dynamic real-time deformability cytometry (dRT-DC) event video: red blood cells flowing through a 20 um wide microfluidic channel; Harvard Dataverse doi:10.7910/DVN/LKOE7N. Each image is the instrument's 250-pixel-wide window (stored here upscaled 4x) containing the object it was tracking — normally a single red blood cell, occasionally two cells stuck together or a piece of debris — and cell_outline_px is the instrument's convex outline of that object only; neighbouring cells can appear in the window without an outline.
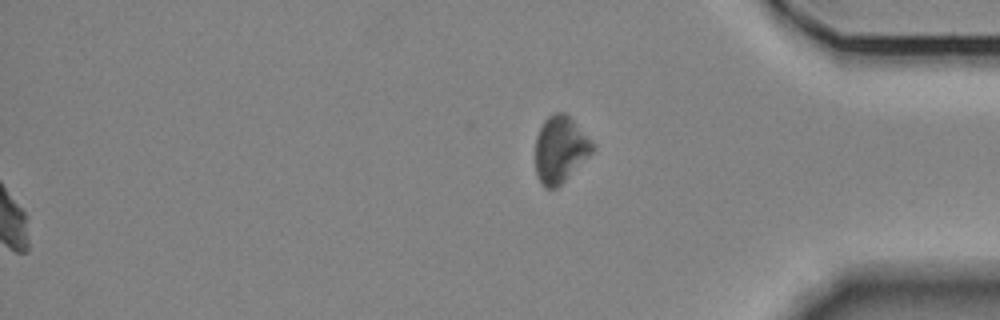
{"species": "Egyptian fruit bat (a non-hibernating species)", "species_latin": "Rousettus aegyptiacus", "temperature_condition": "room temperature", "stored_images_in_passage": 54, "segment_of_instrument_passage": [2, 2], "camera_frame_rate_fps": 3000, "um_per_image_px": 0.085, "animal": {"sex": "female"}, "frame": {"image": 1, "passage_image": 54, "time_ms": 17.667, "image_size_px": [1000, 320], "cell_outline_px": [[596, 148], [556, 188], [544, 188], [536, 172], [536, 136], [544, 120], [548, 116], [556, 112], [564, 112], [596, 144]], "centroid_in_image_um": [47.62, 12.68], "position_along_channel_um": 387.6, "area_um2": 21.79}}